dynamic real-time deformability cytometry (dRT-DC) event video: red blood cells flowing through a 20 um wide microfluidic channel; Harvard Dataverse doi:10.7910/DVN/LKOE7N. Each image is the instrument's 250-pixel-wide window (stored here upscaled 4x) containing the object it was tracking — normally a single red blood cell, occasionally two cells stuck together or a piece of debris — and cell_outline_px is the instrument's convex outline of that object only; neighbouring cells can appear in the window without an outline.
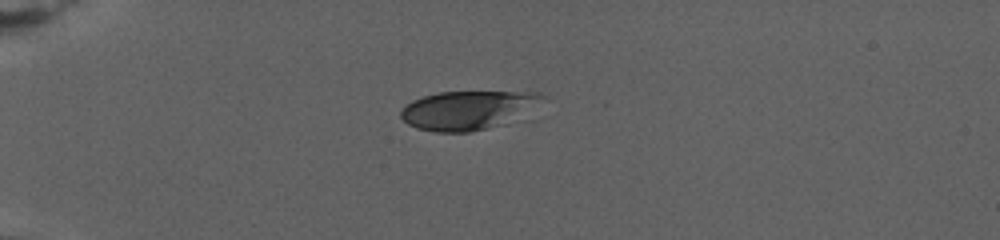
{"species": "human", "species_latin": "Homo sapiens", "temperature_condition": "warm", "stored_images_in_passage": 37, "camera_frame_rate_fps": 3000, "um_per_image_px": 0.085, "donor": {"sex": "female"}, "frame": {"image": 1, "passage_image": 1, "time_ms": 0.0, "image_size_px": [1000, 240], "cell_outline_px": [[548, 96], [532, 120], [468, 132], [436, 132], [416, 128], [408, 124], [400, 116], [400, 112], [412, 100], [424, 96], [440, 92], [540, 92]], "centroid_in_image_um": [40.07, 9.38], "position_along_channel_um": 44.9, "area_um2": 33.81}}
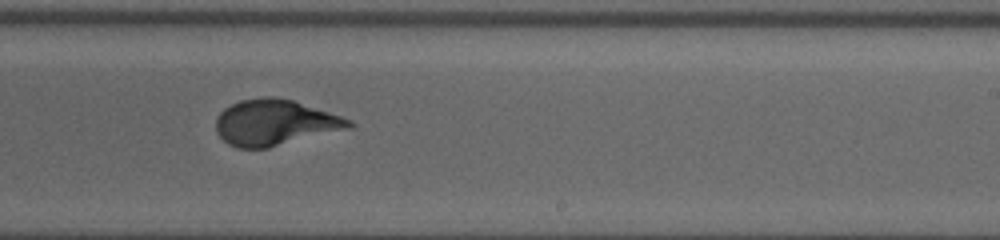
{"frame": {"image": 2, "passage_image": 20, "time_ms": 10.0, "image_size_px": [1000, 240], "cell_outline_px": [[356, 124], [352, 128], [268, 148], [236, 148], [228, 144], [216, 132], [216, 120], [220, 112], [224, 108], [240, 100], [264, 96], [272, 96], [292, 100], [352, 120]], "centroid_in_image_um": [23.37, 10.43], "position_along_channel_um": 265.6, "area_um2": 35.55}}
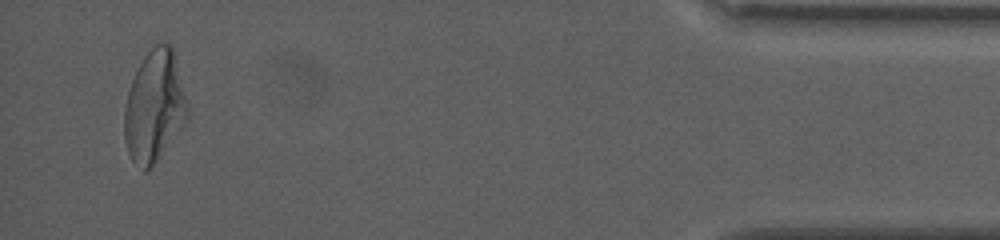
{"frame": {"image": 3, "passage_image": 36, "time_ms": 18.333, "image_size_px": [1000, 240], "cell_outline_px": [[188, 116], [184, 124], [148, 172], [144, 172], [132, 160], [128, 152], [124, 140], [124, 108], [128, 92], [132, 80], [144, 56], [156, 44], [172, 44], [188, 104]], "centroid_in_image_um": [13.12, 9.07], "position_along_channel_um": 422.1, "area_um2": 40.81}}